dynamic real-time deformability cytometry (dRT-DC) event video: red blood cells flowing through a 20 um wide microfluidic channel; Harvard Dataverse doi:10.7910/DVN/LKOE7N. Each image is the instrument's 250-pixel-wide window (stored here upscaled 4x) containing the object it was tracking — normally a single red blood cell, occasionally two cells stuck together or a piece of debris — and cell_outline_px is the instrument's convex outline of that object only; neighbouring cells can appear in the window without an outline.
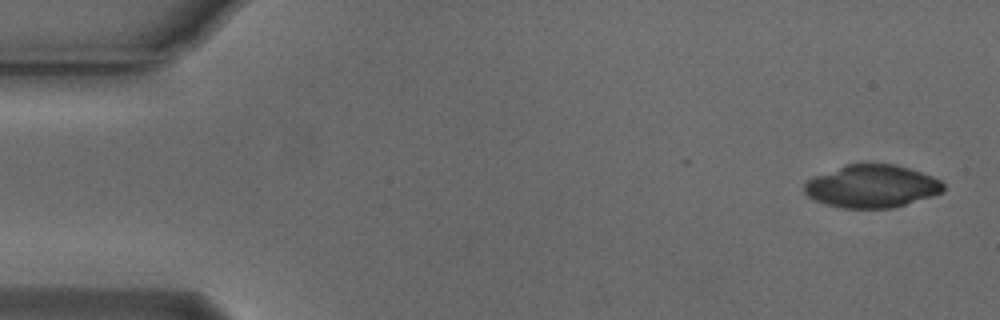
{"species": "Egyptian fruit bat (a non-hibernating species)", "species_latin": "Rousettus aegyptiacus", "temperature_condition": "cold", "stored_images_in_passage": 52, "segment_of_instrument_passage": [1, 2], "camera_frame_rate_fps": 3000, "um_per_image_px": 0.085, "animal": {"sex": "male"}, "frame": {"image": 1, "passage_image": 1, "time_ms": 0.0, "image_size_px": [1000, 320], "cell_outline_px": [[944, 192], [932, 196], [892, 208], [840, 208], [824, 204], [808, 196], [804, 192], [804, 184], [808, 180], [816, 176], [844, 164], [864, 160], [896, 164], [932, 176], [940, 180], [944, 184]], "centroid_in_image_um": [74.1, 15.79], "position_along_channel_um": 10.9, "area_um2": 35.32}}